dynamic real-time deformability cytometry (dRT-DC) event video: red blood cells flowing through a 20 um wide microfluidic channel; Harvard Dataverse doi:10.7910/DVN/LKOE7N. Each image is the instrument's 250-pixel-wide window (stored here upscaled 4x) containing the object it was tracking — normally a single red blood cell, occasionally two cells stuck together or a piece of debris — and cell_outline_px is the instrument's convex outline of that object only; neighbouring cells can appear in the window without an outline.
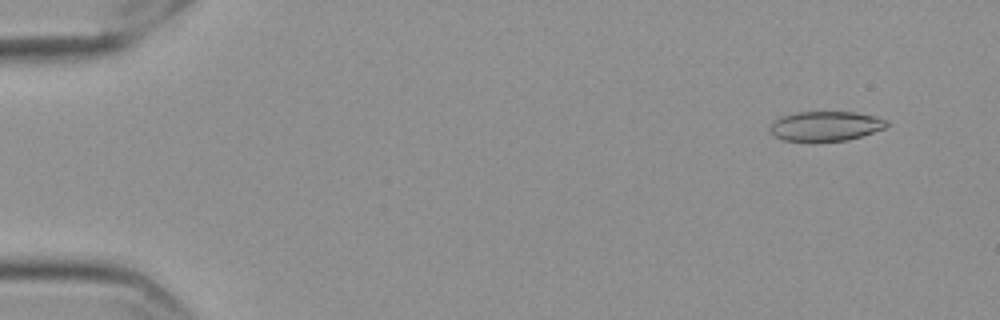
{"species": "Egyptian fruit bat (a non-hibernating species)", "species_latin": "Rousettus aegyptiacus", "temperature_condition": "cold", "stored_images_in_passage": 58, "camera_frame_rate_fps": 3000, "um_per_image_px": 0.085, "frame": {"image": 1, "passage_image": 5, "time_ms": 1.333, "image_size_px": [1000, 320], "cell_outline_px": [[888, 124], [884, 128], [848, 140], [812, 144], [784, 140], [776, 136], [768, 128], [780, 116], [796, 112], [856, 112], [876, 116], [888, 120]], "centroid_in_image_um": [70.15, 10.75], "position_along_channel_um": 14.8, "area_um2": 20.75}}
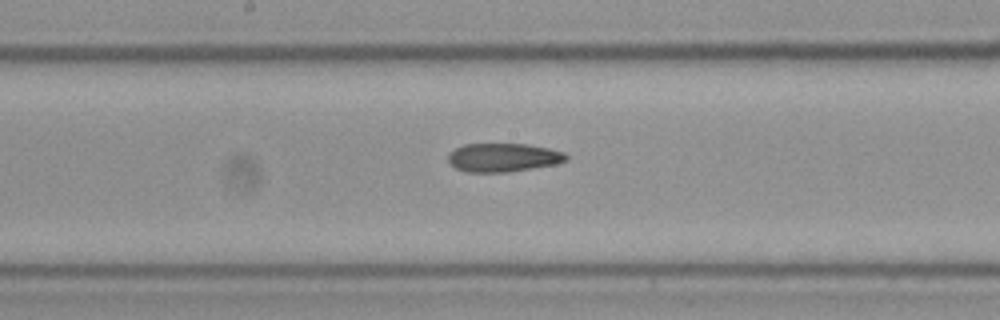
{"frame": {"image": 2, "passage_image": 31, "time_ms": 10.0, "image_size_px": [1000, 320], "cell_outline_px": [[568, 160], [556, 164], [508, 172], [468, 172], [456, 168], [448, 164], [448, 152], [464, 144], [528, 144], [548, 148], [564, 152], [568, 156]], "centroid_in_image_um": [42.76, 13.39], "position_along_channel_um": 205.4, "area_um2": 19.77}}
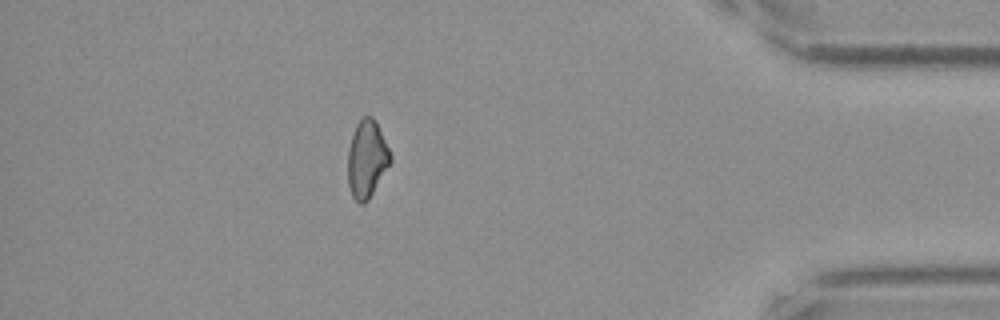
{"frame": {"image": 3, "passage_image": 51, "time_ms": 16.667, "image_size_px": [1000, 320], "cell_outline_px": [[392, 160], [368, 200], [364, 204], [360, 204], [352, 196], [348, 184], [348, 148], [356, 124], [364, 116], [372, 116], [376, 120], [392, 156]], "centroid_in_image_um": [31.18, 13.51], "position_along_channel_um": 404.0, "area_um2": 19.13}, "authors_computed_cell_mechanics": {"area_um2": 20.23, "velocity_mm_per_s": 3.5806, "shape_relaxation_time_tau1_ms": null, "shape_relaxation_time_tau2_ms": 6.5614, "deformation_change_tau1": null, "deformation_change_tau2": 0.1446}}